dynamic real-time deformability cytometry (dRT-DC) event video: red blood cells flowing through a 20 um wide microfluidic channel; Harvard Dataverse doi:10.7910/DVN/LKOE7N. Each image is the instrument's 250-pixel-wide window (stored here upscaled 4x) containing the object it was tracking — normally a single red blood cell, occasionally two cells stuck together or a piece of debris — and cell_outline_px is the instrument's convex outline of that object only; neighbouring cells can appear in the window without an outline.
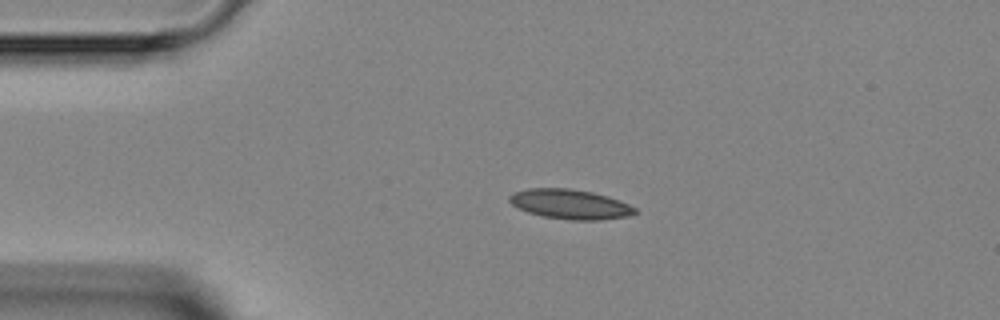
{"species": "Egyptian fruit bat (a non-hibernating species)", "species_latin": "Rousettus aegyptiacus", "temperature_condition": "room temperature", "stored_images_in_passage": 2, "camera_frame_rate_fps": 3000, "um_per_image_px": 0.085, "animal": {"sex": "female"}, "frame": {"image": 1, "passage_image": 2, "time_ms": 2.0, "image_size_px": [1000, 320], "cell_outline_px": [[636, 212], [628, 216], [600, 220], [572, 220], [544, 216], [528, 212], [512, 204], [508, 200], [508, 196], [516, 192], [528, 188], [568, 188], [592, 192], [608, 196], [628, 204], [636, 208]], "centroid_in_image_um": [48.46, 17.35], "position_along_channel_um": 36.5, "area_um2": 21.5}}